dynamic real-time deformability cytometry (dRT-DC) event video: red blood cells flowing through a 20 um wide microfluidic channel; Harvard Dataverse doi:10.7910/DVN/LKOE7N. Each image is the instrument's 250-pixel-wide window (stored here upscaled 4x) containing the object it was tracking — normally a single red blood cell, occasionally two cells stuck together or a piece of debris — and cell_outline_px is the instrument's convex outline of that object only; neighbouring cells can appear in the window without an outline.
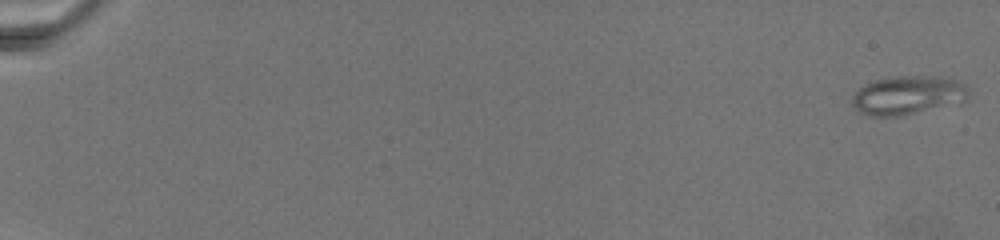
{"species": "common noctule bat (a hibernating species)", "species_latin": "Nyctalus noctula", "temperature_condition": "warm", "stored_images_in_passage": 72, "camera_frame_rate_fps": 3000, "um_per_image_px": 0.085, "animal": {"sex": "female", "body_mass_g": 19.5, "forearm_length_mm": 54.1}, "frame": {"image": 1, "passage_image": 1, "time_ms": 0.0, "image_size_px": [1000, 240], "cell_outline_px": [[968, 96], [964, 100], [900, 116], [872, 116], [860, 112], [852, 104], [852, 96], [860, 88], [876, 80], [900, 76], [936, 76], [956, 80], [964, 84], [968, 88]], "centroid_in_image_um": [77.14, 8.08], "position_along_channel_um": 7.9, "area_um2": 25.55}}
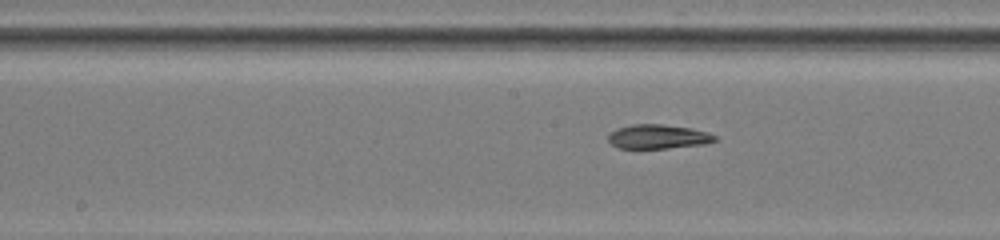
{"frame": {"image": 2, "passage_image": 37, "time_ms": 14.0, "image_size_px": [1000, 240], "cell_outline_px": [[716, 140], [704, 144], [668, 148], [620, 148], [612, 144], [608, 140], [608, 132], [616, 128], [632, 124], [660, 124], [692, 128], [708, 132], [716, 136]], "centroid_in_image_um": [55.91, 11.6], "position_along_channel_um": 192.3, "area_um2": 15.09}}
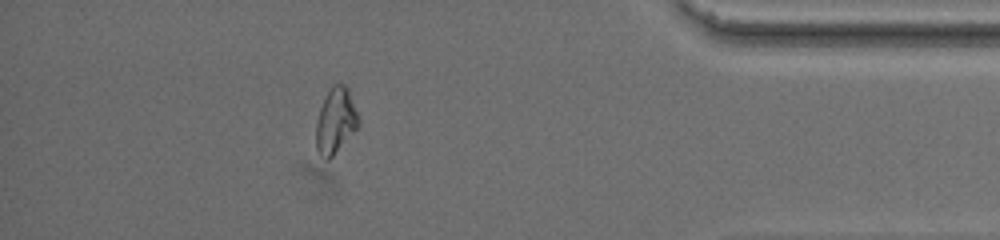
{"frame": {"image": 3, "passage_image": 63, "time_ms": 22.667, "image_size_px": [1000, 240], "cell_outline_px": [[360, 124], [332, 156], [328, 160], [324, 160], [320, 156], [316, 148], [316, 120], [324, 96], [332, 84], [344, 84], [348, 88], [360, 120]], "centroid_in_image_um": [28.51, 10.25], "position_along_channel_um": 406.7, "area_um2": 16.24}}